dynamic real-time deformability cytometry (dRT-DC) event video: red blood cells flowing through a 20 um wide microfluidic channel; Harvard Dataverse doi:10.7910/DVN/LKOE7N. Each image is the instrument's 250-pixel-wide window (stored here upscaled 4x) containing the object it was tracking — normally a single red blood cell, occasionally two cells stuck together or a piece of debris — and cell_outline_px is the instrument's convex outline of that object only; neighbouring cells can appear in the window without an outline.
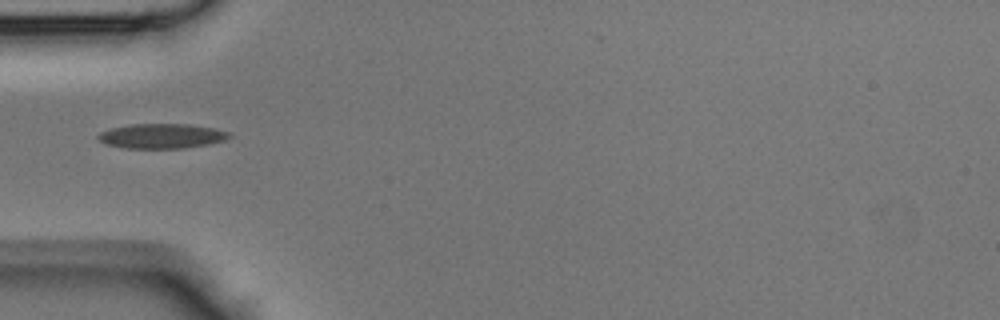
{"species": "Egyptian fruit bat (a non-hibernating species)", "species_latin": "Rousettus aegyptiacus", "temperature_condition": "room temperature", "stored_images_in_passage": 30, "camera_frame_rate_fps": 3000, "um_per_image_px": 0.085, "animal": {"sex": "male"}, "frame": {"image": 1, "passage_image": 1, "time_ms": 0.0, "image_size_px": [1000, 320], "cell_outline_px": [[232, 136], [224, 140], [208, 144], [184, 148], [124, 148], [104, 144], [96, 136], [100, 132], [112, 128], [132, 124], [188, 124], [216, 128], [232, 132]], "centroid_in_image_um": [13.77, 11.56], "position_along_channel_um": 71.2, "area_um2": 19.02}}
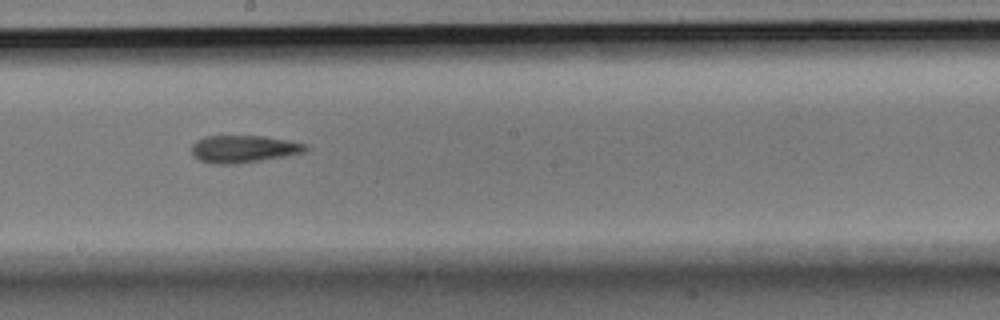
{"frame": {"image": 2, "passage_image": 11, "time_ms": 3.333, "image_size_px": [1000, 320], "cell_outline_px": [[308, 148], [304, 152], [284, 156], [240, 164], [216, 164], [200, 160], [192, 152], [192, 144], [196, 140], [204, 136], [264, 136], [288, 140], [308, 144]], "centroid_in_image_um": [20.72, 12.65], "position_along_channel_um": 227.5, "area_um2": 18.15}}
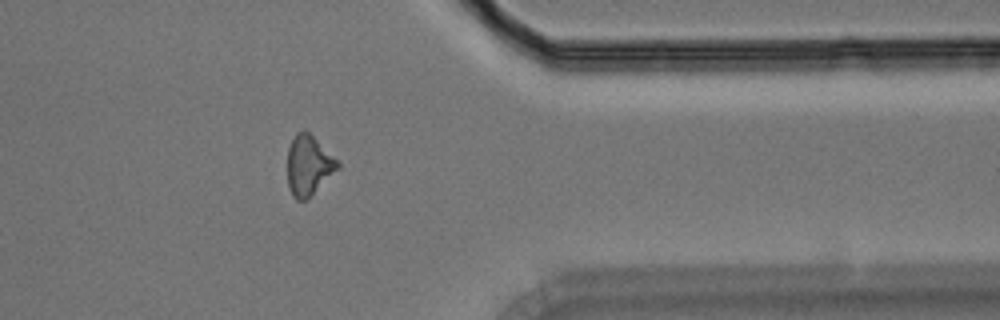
{"frame": {"image": 3, "passage_image": 22, "time_ms": 7.0, "image_size_px": [1000, 320], "cell_outline_px": [[340, 168], [304, 200], [296, 200], [292, 196], [288, 188], [288, 148], [296, 132], [304, 128], [340, 164]], "centroid_in_image_um": [26.2, 14.05], "position_along_channel_um": 385.2, "area_um2": 17.11}}